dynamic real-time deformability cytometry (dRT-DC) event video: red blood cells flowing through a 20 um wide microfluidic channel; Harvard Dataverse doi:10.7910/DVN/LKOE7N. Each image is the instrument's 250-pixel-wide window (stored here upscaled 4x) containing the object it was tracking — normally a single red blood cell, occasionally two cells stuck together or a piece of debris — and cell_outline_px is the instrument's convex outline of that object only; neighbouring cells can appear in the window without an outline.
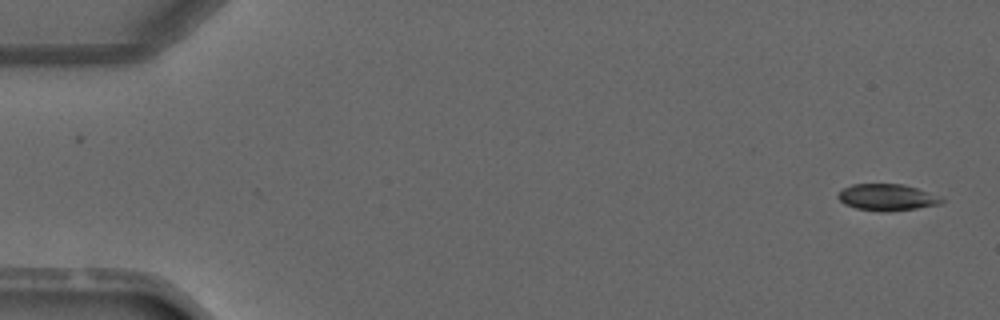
{"species": "common noctule bat (a hibernating species)", "species_latin": "Nyctalus noctula", "temperature_condition": "warm", "stored_images_in_passage": 3, "camera_frame_rate_fps": 3000, "um_per_image_px": 0.085, "animal": {"sex": "male", "forearm_length_mm": 52.5}, "frame": {"image": 1, "passage_image": 1, "time_ms": 0.0, "image_size_px": [1000, 320], "cell_outline_px": [[944, 200], [940, 204], [916, 208], [884, 212], [856, 208], [844, 204], [836, 196], [844, 188], [852, 184], [904, 184], [940, 196]], "centroid_in_image_um": [75.39, 16.77], "position_along_channel_um": 9.6, "area_um2": 15.9}}
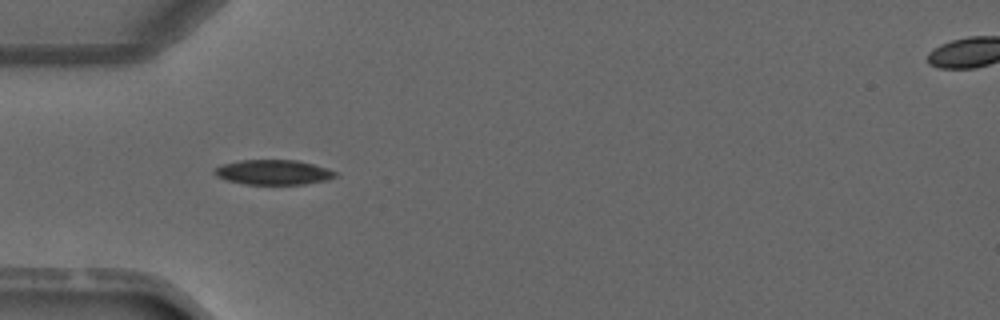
{"frame": {"image": 2, "passage_image": 3, "time_ms": 4.0, "image_size_px": [1000, 320], "cell_outline_px": [[336, 176], [328, 180], [304, 184], [244, 184], [224, 180], [216, 176], [212, 172], [212, 168], [220, 164], [240, 160], [296, 160], [328, 168], [336, 172]], "centroid_in_image_um": [23.16, 14.64], "position_along_channel_um": 61.8, "area_um2": 17.74}}